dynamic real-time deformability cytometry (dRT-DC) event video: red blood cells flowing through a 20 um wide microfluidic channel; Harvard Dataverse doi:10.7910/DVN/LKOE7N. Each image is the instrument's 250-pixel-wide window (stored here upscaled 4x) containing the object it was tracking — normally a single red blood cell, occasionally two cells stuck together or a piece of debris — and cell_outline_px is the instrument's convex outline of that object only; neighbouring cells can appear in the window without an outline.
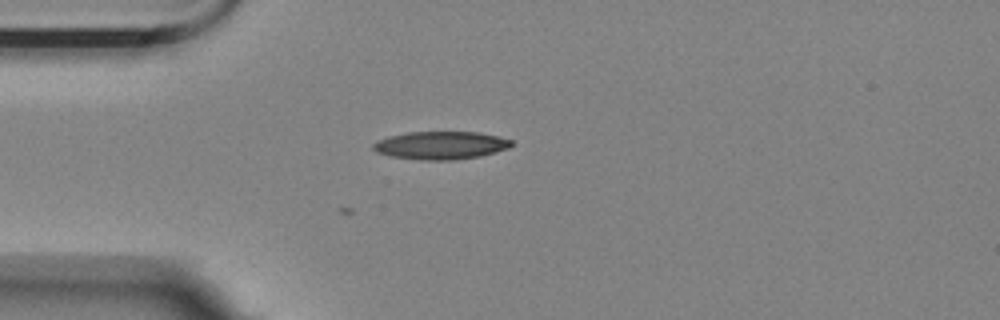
{"species": "Egyptian fruit bat (a non-hibernating species)", "species_latin": "Rousettus aegyptiacus", "temperature_condition": "room temperature", "stored_images_in_passage": 4, "camera_frame_rate_fps": 3000, "um_per_image_px": 0.085, "animal": {"sex": "female"}, "frame": {"image": 1, "passage_image": 4, "time_ms": 1.0, "image_size_px": [1000, 320], "cell_outline_px": [[512, 144], [508, 148], [496, 152], [480, 156], [456, 160], [420, 160], [392, 156], [376, 152], [372, 148], [372, 144], [380, 140], [392, 136], [408, 132], [480, 132], [512, 140]], "centroid_in_image_um": [37.48, 12.36], "position_along_channel_um": 47.5, "area_um2": 22.37}}